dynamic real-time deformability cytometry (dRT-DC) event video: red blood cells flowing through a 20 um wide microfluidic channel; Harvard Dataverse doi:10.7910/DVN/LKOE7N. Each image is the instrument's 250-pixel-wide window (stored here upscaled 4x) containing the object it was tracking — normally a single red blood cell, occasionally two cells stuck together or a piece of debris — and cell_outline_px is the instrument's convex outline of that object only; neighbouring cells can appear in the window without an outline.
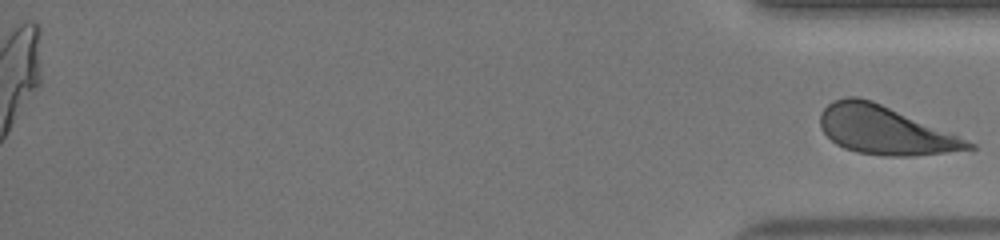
{"species": "human", "species_latin": "Homo sapiens", "temperature_condition": "warm", "stored_images_in_passage": 43, "segment_of_instrument_passage": [2, 2], "camera_frame_rate_fps": 3000, "um_per_image_px": 0.085, "donor": {"sex": "female"}, "frame": {"image": 1, "passage_image": 43, "time_ms": 14.0, "image_size_px": [1000, 240], "cell_outline_px": [[976, 148], [912, 156], [884, 156], [856, 152], [844, 148], [836, 144], [820, 128], [820, 112], [832, 100], [848, 96], [856, 96], [872, 100], [968, 140], [976, 144]], "centroid_in_image_um": [75.16, 11.06], "position_along_channel_um": 360.0, "area_um2": 41.33}}